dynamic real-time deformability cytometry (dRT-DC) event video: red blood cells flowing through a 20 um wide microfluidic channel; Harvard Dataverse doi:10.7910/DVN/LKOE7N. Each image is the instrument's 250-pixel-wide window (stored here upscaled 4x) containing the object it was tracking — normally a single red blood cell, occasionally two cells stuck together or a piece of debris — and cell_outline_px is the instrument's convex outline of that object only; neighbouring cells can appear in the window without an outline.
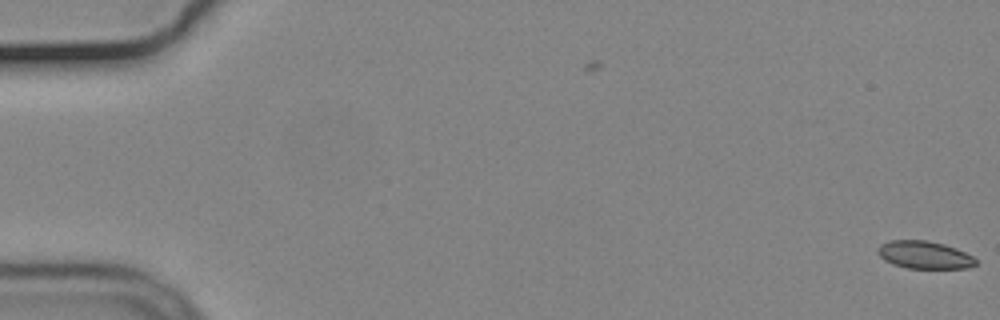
{"species": "common noctule bat (a hibernating species)", "species_latin": "Nyctalus noctula", "temperature_condition": "cold", "stored_images_in_passage": 5, "camera_frame_rate_fps": 3000, "um_per_image_px": 0.085, "animal": {"sex": "male", "body_mass_g": 19.2, "forearm_length_mm": 51.8}, "frame": {"image": 1, "passage_image": 5, "time_ms": 1.333, "image_size_px": [1000, 320], "cell_outline_px": [[976, 264], [968, 268], [908, 268], [892, 264], [884, 260], [876, 252], [876, 248], [880, 244], [888, 240], [924, 240], [944, 244], [956, 248], [972, 256], [976, 260]], "centroid_in_image_um": [78.52, 21.66], "position_along_channel_um": 6.5, "area_um2": 15.84}}